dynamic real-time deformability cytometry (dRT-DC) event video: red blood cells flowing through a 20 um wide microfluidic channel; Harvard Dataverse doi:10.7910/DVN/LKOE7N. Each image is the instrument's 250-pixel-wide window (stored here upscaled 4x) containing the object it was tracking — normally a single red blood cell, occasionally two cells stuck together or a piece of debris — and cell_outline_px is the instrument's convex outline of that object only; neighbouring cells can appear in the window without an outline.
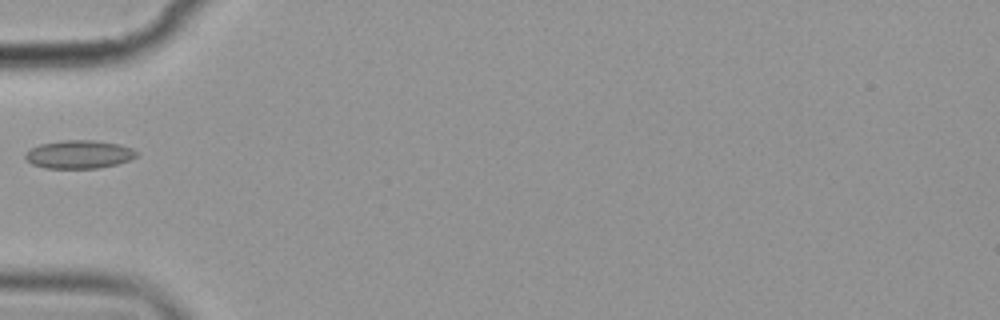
{"species": "common noctule bat (a hibernating species)", "species_latin": "Nyctalus noctula", "temperature_condition": "cold", "stored_images_in_passage": 8, "camera_frame_rate_fps": 3000, "um_per_image_px": 0.085, "animal": {"sex": "female", "body_mass_g": 19.9}, "frame": {"image": 1, "passage_image": 5, "time_ms": 4.667, "image_size_px": [1000, 320], "cell_outline_px": [[140, 152], [136, 156], [128, 160], [116, 164], [100, 168], [44, 168], [32, 164], [24, 156], [32, 148], [40, 144], [60, 140], [92, 140], [120, 144], [132, 148]], "centroid_in_image_um": [6.74, 13.12], "position_along_channel_um": 78.3, "area_um2": 18.26}}
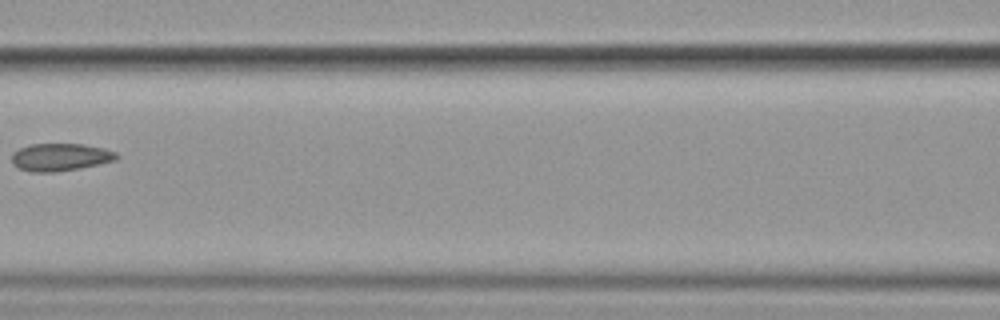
{"frame": {"image": 2, "passage_image": 7, "time_ms": 7.0, "image_size_px": [1000, 320], "cell_outline_px": [[120, 156], [116, 160], [80, 168], [56, 172], [32, 172], [20, 168], [12, 164], [12, 152], [20, 148], [32, 144], [84, 144], [104, 148], [116, 152]], "centroid_in_image_um": [5.14, 13.35], "position_along_channel_um": 161.5, "area_um2": 16.88}}
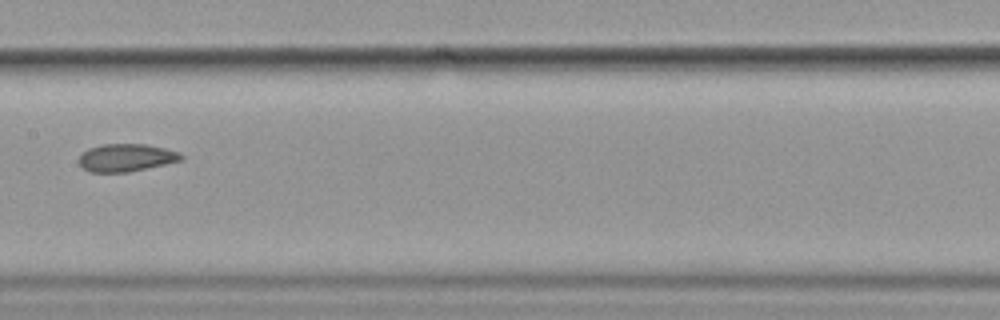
{"frame": {"image": 3, "passage_image": 8, "time_ms": 8.0, "image_size_px": [1000, 320], "cell_outline_px": [[184, 156], [180, 160], [164, 164], [128, 172], [88, 172], [80, 164], [80, 156], [88, 148], [100, 144], [148, 144], [180, 152]], "centroid_in_image_um": [10.72, 13.39], "position_along_channel_um": 196.7, "area_um2": 16.36}}